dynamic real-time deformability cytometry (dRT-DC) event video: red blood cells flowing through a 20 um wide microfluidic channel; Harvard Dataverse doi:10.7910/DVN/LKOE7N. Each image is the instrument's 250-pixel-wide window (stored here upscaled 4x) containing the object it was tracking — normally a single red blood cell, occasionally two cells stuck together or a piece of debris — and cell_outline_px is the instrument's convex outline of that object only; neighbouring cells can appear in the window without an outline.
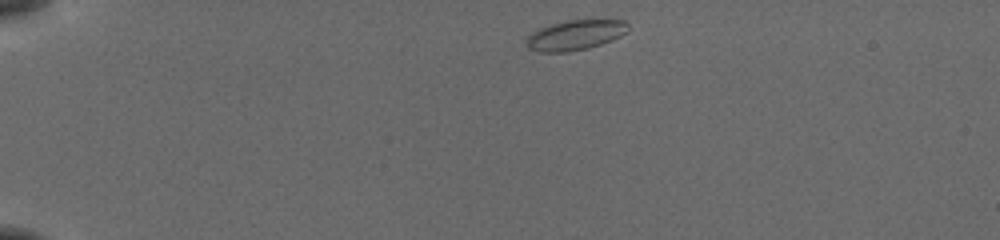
{"species": "common noctule bat (a hibernating species)", "species_latin": "Nyctalus noctula", "temperature_condition": "cold", "stored_images_in_passage": 44, "camera_frame_rate_fps": 3000, "um_per_image_px": 0.085, "animal": {"sex": "female", "body_mass_g": 19.5, "forearm_length_mm": 54.1}, "frame": {"image": 1, "passage_image": 1, "time_ms": 0.0, "image_size_px": [1000, 240], "cell_outline_px": [[628, 32], [612, 40], [588, 48], [568, 52], [540, 52], [528, 48], [524, 44], [524, 40], [532, 32], [540, 28], [552, 24], [568, 20], [624, 20], [628, 24]], "centroid_in_image_um": [48.87, 2.99], "position_along_channel_um": 36.1, "area_um2": 17.86}}
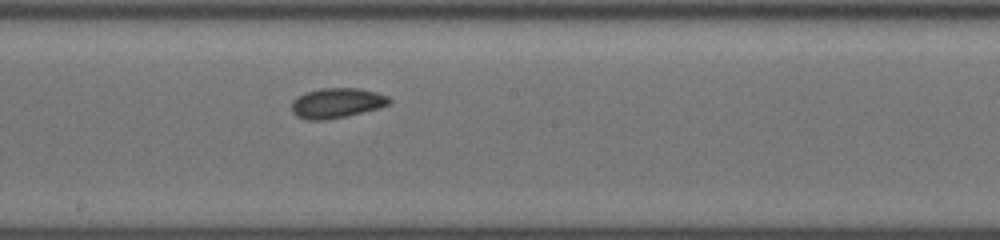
{"frame": {"image": 2, "passage_image": 21, "time_ms": 6.667, "image_size_px": [1000, 240], "cell_outline_px": [[392, 100], [388, 104], [376, 108], [348, 116], [324, 120], [308, 120], [296, 116], [292, 112], [292, 100], [304, 92], [320, 88], [360, 88], [376, 92], [388, 96]], "centroid_in_image_um": [28.59, 8.75], "position_along_channel_um": 219.6, "area_um2": 17.11}}
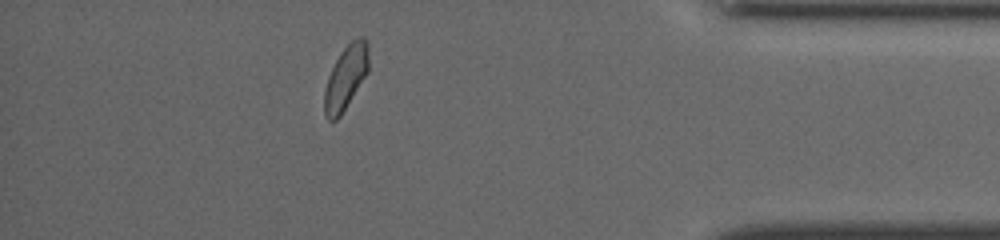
{"frame": {"image": 3, "passage_image": 38, "time_ms": 12.333, "image_size_px": [1000, 240], "cell_outline_px": [[368, 72], [340, 116], [336, 120], [328, 120], [324, 116], [324, 92], [328, 76], [340, 52], [352, 40], [360, 36], [364, 36], [368, 40]], "centroid_in_image_um": [29.39, 6.57], "position_along_channel_um": 405.8, "area_um2": 16.47}, "authors_computed_cell_mechanics": {"area_um2": 16.6464, "velocity_mm_per_s": 3.826, "shape_relaxation_time_tau1_ms": 11.2537, "shape_relaxation_time_tau2_ms": 3.7825, "deformation_change_tau1": 0.1451, "deformation_change_tau2": 0.0567}}